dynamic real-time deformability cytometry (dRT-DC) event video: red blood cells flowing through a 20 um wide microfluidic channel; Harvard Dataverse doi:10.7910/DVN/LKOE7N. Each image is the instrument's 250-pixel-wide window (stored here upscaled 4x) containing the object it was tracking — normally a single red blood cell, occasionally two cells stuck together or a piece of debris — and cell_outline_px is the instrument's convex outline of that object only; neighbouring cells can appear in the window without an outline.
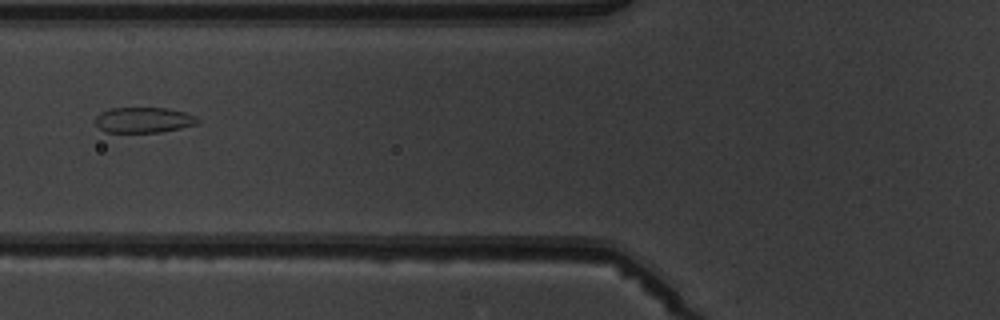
{"species": "common noctule bat (a hibernating species)", "species_latin": "Nyctalus noctula", "temperature_condition": "warm", "stored_images_in_passage": 4, "camera_frame_rate_fps": 3000, "um_per_image_px": 0.085, "animal": {"sex": "male", "body_mass_g": 19.5, "forearm_length_mm": 54.6}, "frame": {"image": 1, "passage_image": 3, "time_ms": 2.333, "image_size_px": [1000, 320], "cell_outline_px": [[200, 120], [196, 124], [180, 128], [160, 132], [104, 132], [96, 124], [96, 116], [100, 112], [108, 108], [168, 108], [184, 112], [196, 116]], "centroid_in_image_um": [12.2, 10.19], "position_along_channel_um": 113.6, "area_um2": 15.2}}
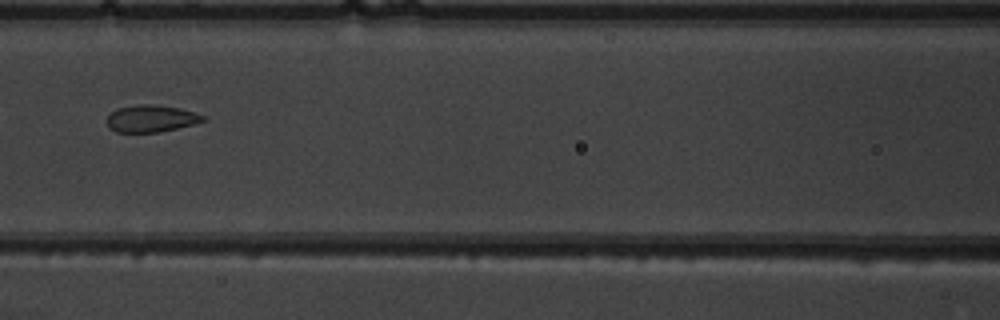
{"frame": {"image": 2, "passage_image": 4, "time_ms": 3.333, "image_size_px": [1000, 320], "cell_outline_px": [[208, 120], [196, 124], [160, 132], [116, 132], [108, 128], [108, 116], [116, 108], [140, 104], [152, 104], [180, 108], [196, 112], [204, 116]], "centroid_in_image_um": [12.89, 10.08], "position_along_channel_um": 153.7, "area_um2": 15.32}}